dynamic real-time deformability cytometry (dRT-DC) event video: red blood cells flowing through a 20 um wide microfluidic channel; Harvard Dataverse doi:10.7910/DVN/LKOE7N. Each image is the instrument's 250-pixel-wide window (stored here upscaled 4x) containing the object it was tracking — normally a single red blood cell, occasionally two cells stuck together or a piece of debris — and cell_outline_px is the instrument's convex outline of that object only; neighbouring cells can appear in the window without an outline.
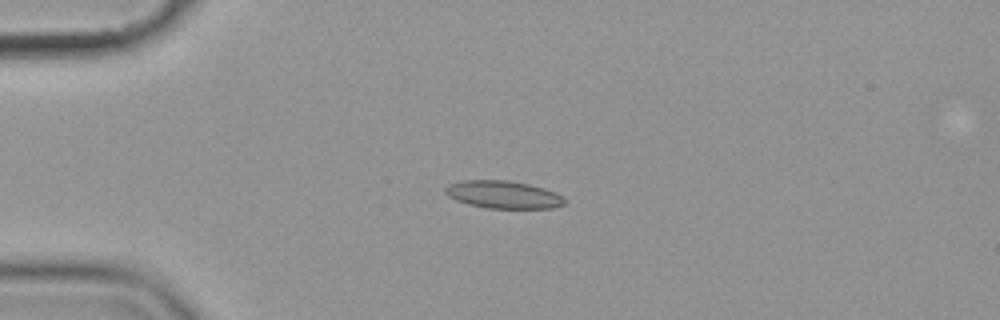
{"species": "common noctule bat (a hibernating species)", "species_latin": "Nyctalus noctula", "temperature_condition": "cold", "stored_images_in_passage": 6, "camera_frame_rate_fps": 3000, "um_per_image_px": 0.085, "animal": {"sex": "female", "body_mass_g": 19.9}, "frame": {"image": 1, "passage_image": 5, "time_ms": 4.667, "image_size_px": [1000, 320], "cell_outline_px": [[568, 200], [564, 204], [552, 208], [488, 208], [468, 204], [456, 200], [448, 196], [444, 192], [444, 188], [448, 184], [460, 180], [508, 180], [528, 184], [544, 188], [556, 192], [564, 196]], "centroid_in_image_um": [42.78, 16.53], "position_along_channel_um": 42.2, "area_um2": 19.42}}